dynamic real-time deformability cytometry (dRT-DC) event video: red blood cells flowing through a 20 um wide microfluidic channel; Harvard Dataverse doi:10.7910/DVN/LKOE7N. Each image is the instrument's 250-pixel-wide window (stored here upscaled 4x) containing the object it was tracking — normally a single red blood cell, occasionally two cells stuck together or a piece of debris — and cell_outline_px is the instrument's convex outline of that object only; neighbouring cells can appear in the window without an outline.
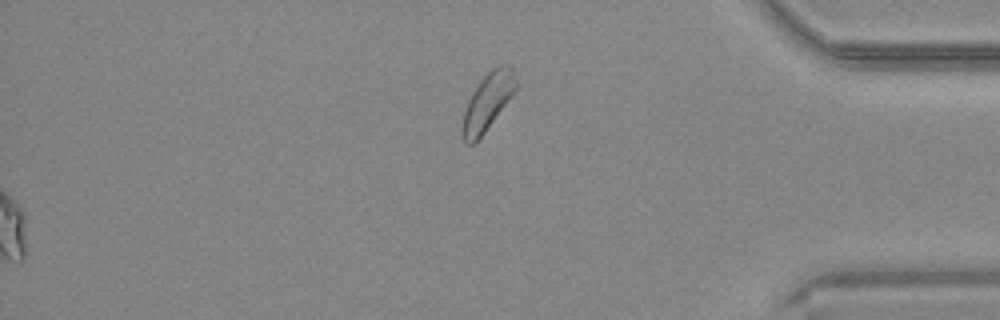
{"species": "common noctule bat (a hibernating species)", "species_latin": "Nyctalus noctula", "temperature_condition": "warm", "stored_images_in_passage": 35, "segment_of_instrument_passage": [2, 2], "camera_frame_rate_fps": 3000, "um_per_image_px": 0.085, "animal": {"sex": "male", "body_mass_g": 20.4}, "frame": {"image": 1, "passage_image": 35, "time_ms": 11.333, "image_size_px": [1000, 320], "cell_outline_px": [[516, 88], [476, 144], [464, 144], [460, 132], [460, 128], [464, 112], [468, 100], [472, 92], [480, 80], [492, 68], [500, 64], [512, 64], [516, 80]], "centroid_in_image_um": [41.4, 8.67], "position_along_channel_um": 393.8, "area_um2": 17.86}}